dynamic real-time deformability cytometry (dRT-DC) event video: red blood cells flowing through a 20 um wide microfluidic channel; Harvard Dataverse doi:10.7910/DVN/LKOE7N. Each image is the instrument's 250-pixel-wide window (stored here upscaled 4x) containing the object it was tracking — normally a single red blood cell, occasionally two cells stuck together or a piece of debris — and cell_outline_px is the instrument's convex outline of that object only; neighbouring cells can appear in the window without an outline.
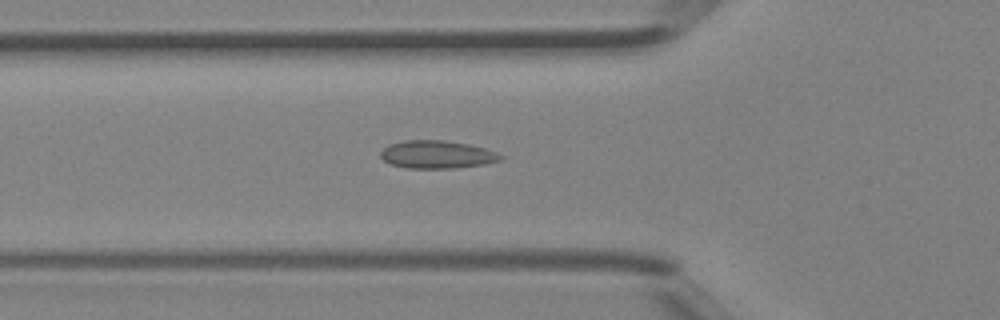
{"species": "Egyptian fruit bat (a non-hibernating species)", "species_latin": "Rousettus aegyptiacus", "temperature_condition": "room temperature", "stored_images_in_passage": 43, "camera_frame_rate_fps": 3000, "um_per_image_px": 0.085, "animal": {"sex": "female"}, "frame": {"image": 1, "passage_image": 17, "time_ms": 5.333, "image_size_px": [1000, 320], "cell_outline_px": [[504, 156], [500, 160], [484, 164], [452, 168], [408, 168], [392, 164], [384, 160], [380, 156], [380, 152], [388, 144], [404, 140], [444, 140], [468, 144], [484, 148], [496, 152]], "centroid_in_image_um": [37.12, 13.12], "position_along_channel_um": 88.7, "area_um2": 19.36}}
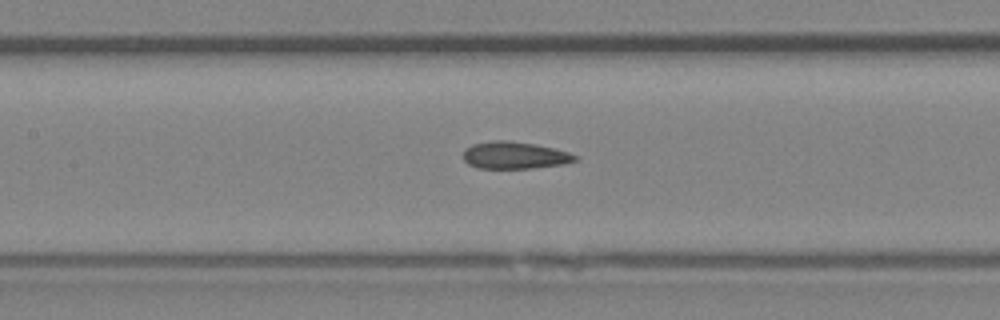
{"frame": {"image": 2, "passage_image": 22, "time_ms": 7.0, "image_size_px": [1000, 320], "cell_outline_px": [[580, 160], [564, 164], [532, 168], [476, 168], [468, 164], [464, 160], [464, 148], [472, 144], [492, 140], [508, 140], [532, 144], [552, 148], [568, 152], [580, 156]], "centroid_in_image_um": [43.75, 13.2], "position_along_channel_um": 163.6, "area_um2": 17.8}}
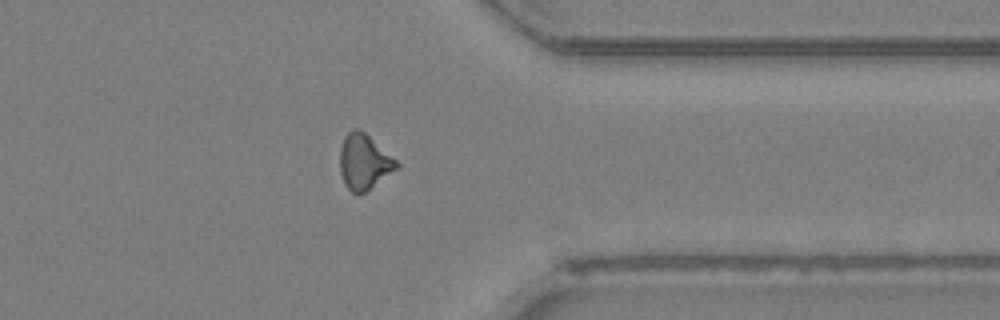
{"frame": {"image": 3, "passage_image": 37, "time_ms": 12.0, "image_size_px": [1000, 320], "cell_outline_px": [[400, 168], [364, 192], [352, 192], [344, 184], [340, 172], [340, 148], [344, 136], [352, 128], [360, 128], [392, 156], [400, 164]], "centroid_in_image_um": [30.95, 13.73], "position_along_channel_um": 380.5, "area_um2": 18.26}}